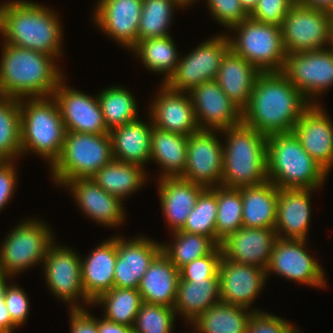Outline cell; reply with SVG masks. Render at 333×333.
Wrapping results in <instances>:
<instances>
[{
	"instance_id": "f5cc1de1",
	"label": "cell",
	"mask_w": 333,
	"mask_h": 333,
	"mask_svg": "<svg viewBox=\"0 0 333 333\" xmlns=\"http://www.w3.org/2000/svg\"><path fill=\"white\" fill-rule=\"evenodd\" d=\"M10 277L13 276L0 272V333H13L17 328L11 320L4 300L7 288L9 286V283L6 280Z\"/></svg>"
},
{
	"instance_id": "8992f818",
	"label": "cell",
	"mask_w": 333,
	"mask_h": 333,
	"mask_svg": "<svg viewBox=\"0 0 333 333\" xmlns=\"http://www.w3.org/2000/svg\"><path fill=\"white\" fill-rule=\"evenodd\" d=\"M20 110L21 155L31 151L52 167L61 155L66 134L56 100L53 96L22 98Z\"/></svg>"
},
{
	"instance_id": "74e56055",
	"label": "cell",
	"mask_w": 333,
	"mask_h": 333,
	"mask_svg": "<svg viewBox=\"0 0 333 333\" xmlns=\"http://www.w3.org/2000/svg\"><path fill=\"white\" fill-rule=\"evenodd\" d=\"M21 156L20 99L0 96V161Z\"/></svg>"
},
{
	"instance_id": "6da1fadb",
	"label": "cell",
	"mask_w": 333,
	"mask_h": 333,
	"mask_svg": "<svg viewBox=\"0 0 333 333\" xmlns=\"http://www.w3.org/2000/svg\"><path fill=\"white\" fill-rule=\"evenodd\" d=\"M310 105L281 71L261 72L242 122L266 136L289 133Z\"/></svg>"
},
{
	"instance_id": "7bdbcfd3",
	"label": "cell",
	"mask_w": 333,
	"mask_h": 333,
	"mask_svg": "<svg viewBox=\"0 0 333 333\" xmlns=\"http://www.w3.org/2000/svg\"><path fill=\"white\" fill-rule=\"evenodd\" d=\"M217 187L203 189L179 231L208 236L216 243Z\"/></svg>"
},
{
	"instance_id": "681fc988",
	"label": "cell",
	"mask_w": 333,
	"mask_h": 333,
	"mask_svg": "<svg viewBox=\"0 0 333 333\" xmlns=\"http://www.w3.org/2000/svg\"><path fill=\"white\" fill-rule=\"evenodd\" d=\"M4 300L13 324L16 327L24 325L30 310L26 292L17 284H9Z\"/></svg>"
},
{
	"instance_id": "c3c4849f",
	"label": "cell",
	"mask_w": 333,
	"mask_h": 333,
	"mask_svg": "<svg viewBox=\"0 0 333 333\" xmlns=\"http://www.w3.org/2000/svg\"><path fill=\"white\" fill-rule=\"evenodd\" d=\"M295 2L296 0H258L249 17L259 22L281 26Z\"/></svg>"
},
{
	"instance_id": "f1b7e54d",
	"label": "cell",
	"mask_w": 333,
	"mask_h": 333,
	"mask_svg": "<svg viewBox=\"0 0 333 333\" xmlns=\"http://www.w3.org/2000/svg\"><path fill=\"white\" fill-rule=\"evenodd\" d=\"M179 279V269L161 251L141 278L138 291L142 301L173 308Z\"/></svg>"
},
{
	"instance_id": "1f68e13d",
	"label": "cell",
	"mask_w": 333,
	"mask_h": 333,
	"mask_svg": "<svg viewBox=\"0 0 333 333\" xmlns=\"http://www.w3.org/2000/svg\"><path fill=\"white\" fill-rule=\"evenodd\" d=\"M221 302L219 279L180 280L173 307L176 314L193 322L211 306Z\"/></svg>"
},
{
	"instance_id": "44dd1931",
	"label": "cell",
	"mask_w": 333,
	"mask_h": 333,
	"mask_svg": "<svg viewBox=\"0 0 333 333\" xmlns=\"http://www.w3.org/2000/svg\"><path fill=\"white\" fill-rule=\"evenodd\" d=\"M127 240L122 236L117 237L113 287L138 289L149 265L162 251V244L145 235Z\"/></svg>"
},
{
	"instance_id": "d6986e66",
	"label": "cell",
	"mask_w": 333,
	"mask_h": 333,
	"mask_svg": "<svg viewBox=\"0 0 333 333\" xmlns=\"http://www.w3.org/2000/svg\"><path fill=\"white\" fill-rule=\"evenodd\" d=\"M143 0H98L93 23L119 45L132 49L138 42Z\"/></svg>"
},
{
	"instance_id": "ab89813d",
	"label": "cell",
	"mask_w": 333,
	"mask_h": 333,
	"mask_svg": "<svg viewBox=\"0 0 333 333\" xmlns=\"http://www.w3.org/2000/svg\"><path fill=\"white\" fill-rule=\"evenodd\" d=\"M173 243L162 244V252L170 259L177 269L184 265L210 254L218 245L208 236L187 233L185 231L173 232Z\"/></svg>"
},
{
	"instance_id": "60d3db41",
	"label": "cell",
	"mask_w": 333,
	"mask_h": 333,
	"mask_svg": "<svg viewBox=\"0 0 333 333\" xmlns=\"http://www.w3.org/2000/svg\"><path fill=\"white\" fill-rule=\"evenodd\" d=\"M175 7L180 6L173 0H143L138 42L149 38L169 36L168 28L172 24Z\"/></svg>"
},
{
	"instance_id": "7a4b0ae2",
	"label": "cell",
	"mask_w": 333,
	"mask_h": 333,
	"mask_svg": "<svg viewBox=\"0 0 333 333\" xmlns=\"http://www.w3.org/2000/svg\"><path fill=\"white\" fill-rule=\"evenodd\" d=\"M58 15L35 2L14 0L0 4V34L12 46L39 51L59 59L62 25Z\"/></svg>"
},
{
	"instance_id": "11a10c76",
	"label": "cell",
	"mask_w": 333,
	"mask_h": 333,
	"mask_svg": "<svg viewBox=\"0 0 333 333\" xmlns=\"http://www.w3.org/2000/svg\"><path fill=\"white\" fill-rule=\"evenodd\" d=\"M299 4L333 14V0H296Z\"/></svg>"
},
{
	"instance_id": "8fae6325",
	"label": "cell",
	"mask_w": 333,
	"mask_h": 333,
	"mask_svg": "<svg viewBox=\"0 0 333 333\" xmlns=\"http://www.w3.org/2000/svg\"><path fill=\"white\" fill-rule=\"evenodd\" d=\"M281 72L310 104H318L316 96L333 85V46L286 54Z\"/></svg>"
},
{
	"instance_id": "8d00e7d4",
	"label": "cell",
	"mask_w": 333,
	"mask_h": 333,
	"mask_svg": "<svg viewBox=\"0 0 333 333\" xmlns=\"http://www.w3.org/2000/svg\"><path fill=\"white\" fill-rule=\"evenodd\" d=\"M143 301L138 289L113 287L100 295L91 305L104 306V318L134 327Z\"/></svg>"
},
{
	"instance_id": "30bf717a",
	"label": "cell",
	"mask_w": 333,
	"mask_h": 333,
	"mask_svg": "<svg viewBox=\"0 0 333 333\" xmlns=\"http://www.w3.org/2000/svg\"><path fill=\"white\" fill-rule=\"evenodd\" d=\"M280 27L286 54L333 46L332 14L326 11L306 7L296 1Z\"/></svg>"
},
{
	"instance_id": "d6a6232c",
	"label": "cell",
	"mask_w": 333,
	"mask_h": 333,
	"mask_svg": "<svg viewBox=\"0 0 333 333\" xmlns=\"http://www.w3.org/2000/svg\"><path fill=\"white\" fill-rule=\"evenodd\" d=\"M188 136L152 127L150 160L160 165L159 179L181 177L187 159Z\"/></svg>"
},
{
	"instance_id": "5bb4252c",
	"label": "cell",
	"mask_w": 333,
	"mask_h": 333,
	"mask_svg": "<svg viewBox=\"0 0 333 333\" xmlns=\"http://www.w3.org/2000/svg\"><path fill=\"white\" fill-rule=\"evenodd\" d=\"M200 130L188 136L187 159L180 178L205 188L222 185L223 144L217 134L221 130Z\"/></svg>"
},
{
	"instance_id": "cb8c5ba5",
	"label": "cell",
	"mask_w": 333,
	"mask_h": 333,
	"mask_svg": "<svg viewBox=\"0 0 333 333\" xmlns=\"http://www.w3.org/2000/svg\"><path fill=\"white\" fill-rule=\"evenodd\" d=\"M64 187L70 188L79 208L92 220L107 227H119L125 218V205L118 197L110 195L91 178L73 179Z\"/></svg>"
},
{
	"instance_id": "6f0895ef",
	"label": "cell",
	"mask_w": 333,
	"mask_h": 333,
	"mask_svg": "<svg viewBox=\"0 0 333 333\" xmlns=\"http://www.w3.org/2000/svg\"><path fill=\"white\" fill-rule=\"evenodd\" d=\"M175 1L180 8L186 7L188 5H191L193 2L195 3L196 0H173Z\"/></svg>"
},
{
	"instance_id": "484cf974",
	"label": "cell",
	"mask_w": 333,
	"mask_h": 333,
	"mask_svg": "<svg viewBox=\"0 0 333 333\" xmlns=\"http://www.w3.org/2000/svg\"><path fill=\"white\" fill-rule=\"evenodd\" d=\"M116 259L117 237L103 241L87 257H81L83 290L91 304L113 288Z\"/></svg>"
},
{
	"instance_id": "7dc6e473",
	"label": "cell",
	"mask_w": 333,
	"mask_h": 333,
	"mask_svg": "<svg viewBox=\"0 0 333 333\" xmlns=\"http://www.w3.org/2000/svg\"><path fill=\"white\" fill-rule=\"evenodd\" d=\"M206 2L211 16L227 29L249 17L239 0H206Z\"/></svg>"
},
{
	"instance_id": "2e32d148",
	"label": "cell",
	"mask_w": 333,
	"mask_h": 333,
	"mask_svg": "<svg viewBox=\"0 0 333 333\" xmlns=\"http://www.w3.org/2000/svg\"><path fill=\"white\" fill-rule=\"evenodd\" d=\"M63 78L53 97L56 100L66 131L109 134L96 96H89L66 86Z\"/></svg>"
},
{
	"instance_id": "bcb514c9",
	"label": "cell",
	"mask_w": 333,
	"mask_h": 333,
	"mask_svg": "<svg viewBox=\"0 0 333 333\" xmlns=\"http://www.w3.org/2000/svg\"><path fill=\"white\" fill-rule=\"evenodd\" d=\"M296 328L277 315L255 309L247 324L246 333H299Z\"/></svg>"
},
{
	"instance_id": "ffe728a7",
	"label": "cell",
	"mask_w": 333,
	"mask_h": 333,
	"mask_svg": "<svg viewBox=\"0 0 333 333\" xmlns=\"http://www.w3.org/2000/svg\"><path fill=\"white\" fill-rule=\"evenodd\" d=\"M323 107L311 104L292 132L302 148L327 172L333 167V124Z\"/></svg>"
},
{
	"instance_id": "4316f807",
	"label": "cell",
	"mask_w": 333,
	"mask_h": 333,
	"mask_svg": "<svg viewBox=\"0 0 333 333\" xmlns=\"http://www.w3.org/2000/svg\"><path fill=\"white\" fill-rule=\"evenodd\" d=\"M260 73L255 66L229 49L222 59L215 80L226 96L243 111L249 105Z\"/></svg>"
},
{
	"instance_id": "ee69618b",
	"label": "cell",
	"mask_w": 333,
	"mask_h": 333,
	"mask_svg": "<svg viewBox=\"0 0 333 333\" xmlns=\"http://www.w3.org/2000/svg\"><path fill=\"white\" fill-rule=\"evenodd\" d=\"M175 319L173 308L143 302L136 316L134 333H173Z\"/></svg>"
},
{
	"instance_id": "277c9868",
	"label": "cell",
	"mask_w": 333,
	"mask_h": 333,
	"mask_svg": "<svg viewBox=\"0 0 333 333\" xmlns=\"http://www.w3.org/2000/svg\"><path fill=\"white\" fill-rule=\"evenodd\" d=\"M223 144L222 186L240 188L268 180L267 136L243 122L221 131ZM225 144V145H224Z\"/></svg>"
},
{
	"instance_id": "7c38bea8",
	"label": "cell",
	"mask_w": 333,
	"mask_h": 333,
	"mask_svg": "<svg viewBox=\"0 0 333 333\" xmlns=\"http://www.w3.org/2000/svg\"><path fill=\"white\" fill-rule=\"evenodd\" d=\"M230 49L226 34L200 43L185 57L165 84L176 91L190 92L205 81L215 80L225 53Z\"/></svg>"
},
{
	"instance_id": "e0dca14e",
	"label": "cell",
	"mask_w": 333,
	"mask_h": 333,
	"mask_svg": "<svg viewBox=\"0 0 333 333\" xmlns=\"http://www.w3.org/2000/svg\"><path fill=\"white\" fill-rule=\"evenodd\" d=\"M196 119L201 130H223L242 122V111L216 80L205 81L190 92Z\"/></svg>"
},
{
	"instance_id": "f35d334b",
	"label": "cell",
	"mask_w": 333,
	"mask_h": 333,
	"mask_svg": "<svg viewBox=\"0 0 333 333\" xmlns=\"http://www.w3.org/2000/svg\"><path fill=\"white\" fill-rule=\"evenodd\" d=\"M97 98L109 131L139 118L135 98L123 86L108 87Z\"/></svg>"
},
{
	"instance_id": "83f0119b",
	"label": "cell",
	"mask_w": 333,
	"mask_h": 333,
	"mask_svg": "<svg viewBox=\"0 0 333 333\" xmlns=\"http://www.w3.org/2000/svg\"><path fill=\"white\" fill-rule=\"evenodd\" d=\"M158 183L160 204L166 223L172 232L179 231L204 188L180 177L159 179Z\"/></svg>"
},
{
	"instance_id": "3957f363",
	"label": "cell",
	"mask_w": 333,
	"mask_h": 333,
	"mask_svg": "<svg viewBox=\"0 0 333 333\" xmlns=\"http://www.w3.org/2000/svg\"><path fill=\"white\" fill-rule=\"evenodd\" d=\"M1 54L0 96L49 97L64 78L51 55L7 43Z\"/></svg>"
},
{
	"instance_id": "f6af8a7d",
	"label": "cell",
	"mask_w": 333,
	"mask_h": 333,
	"mask_svg": "<svg viewBox=\"0 0 333 333\" xmlns=\"http://www.w3.org/2000/svg\"><path fill=\"white\" fill-rule=\"evenodd\" d=\"M222 250L217 246L210 254L204 255L179 269L180 280L219 279V262Z\"/></svg>"
},
{
	"instance_id": "f907efd6",
	"label": "cell",
	"mask_w": 333,
	"mask_h": 333,
	"mask_svg": "<svg viewBox=\"0 0 333 333\" xmlns=\"http://www.w3.org/2000/svg\"><path fill=\"white\" fill-rule=\"evenodd\" d=\"M15 167L13 161H0V211L15 193L18 180Z\"/></svg>"
},
{
	"instance_id": "db71d44e",
	"label": "cell",
	"mask_w": 333,
	"mask_h": 333,
	"mask_svg": "<svg viewBox=\"0 0 333 333\" xmlns=\"http://www.w3.org/2000/svg\"><path fill=\"white\" fill-rule=\"evenodd\" d=\"M98 333H134L133 327L118 324L104 317L97 319Z\"/></svg>"
},
{
	"instance_id": "52a82bcc",
	"label": "cell",
	"mask_w": 333,
	"mask_h": 333,
	"mask_svg": "<svg viewBox=\"0 0 333 333\" xmlns=\"http://www.w3.org/2000/svg\"><path fill=\"white\" fill-rule=\"evenodd\" d=\"M113 160L109 134L66 131L59 159L51 167L55 184L73 179H89Z\"/></svg>"
},
{
	"instance_id": "836d02e7",
	"label": "cell",
	"mask_w": 333,
	"mask_h": 333,
	"mask_svg": "<svg viewBox=\"0 0 333 333\" xmlns=\"http://www.w3.org/2000/svg\"><path fill=\"white\" fill-rule=\"evenodd\" d=\"M146 177V172L141 166L113 159L91 179L104 191L123 201L126 196H130L129 194H133L145 185Z\"/></svg>"
},
{
	"instance_id": "7402d4cb",
	"label": "cell",
	"mask_w": 333,
	"mask_h": 333,
	"mask_svg": "<svg viewBox=\"0 0 333 333\" xmlns=\"http://www.w3.org/2000/svg\"><path fill=\"white\" fill-rule=\"evenodd\" d=\"M221 302L249 308L258 296L266 279L264 269L221 258L219 262Z\"/></svg>"
},
{
	"instance_id": "ba28073f",
	"label": "cell",
	"mask_w": 333,
	"mask_h": 333,
	"mask_svg": "<svg viewBox=\"0 0 333 333\" xmlns=\"http://www.w3.org/2000/svg\"><path fill=\"white\" fill-rule=\"evenodd\" d=\"M236 37L227 36L230 49L243 57L260 72L283 70L286 52L282 43L281 27L259 22L248 17L232 26Z\"/></svg>"
},
{
	"instance_id": "816d5d0a",
	"label": "cell",
	"mask_w": 333,
	"mask_h": 333,
	"mask_svg": "<svg viewBox=\"0 0 333 333\" xmlns=\"http://www.w3.org/2000/svg\"><path fill=\"white\" fill-rule=\"evenodd\" d=\"M69 310H71L69 312L71 333H98L97 318L87 309Z\"/></svg>"
},
{
	"instance_id": "5b68a950",
	"label": "cell",
	"mask_w": 333,
	"mask_h": 333,
	"mask_svg": "<svg viewBox=\"0 0 333 333\" xmlns=\"http://www.w3.org/2000/svg\"><path fill=\"white\" fill-rule=\"evenodd\" d=\"M267 176L278 189L317 190L328 173L289 132L267 136Z\"/></svg>"
},
{
	"instance_id": "d590c367",
	"label": "cell",
	"mask_w": 333,
	"mask_h": 333,
	"mask_svg": "<svg viewBox=\"0 0 333 333\" xmlns=\"http://www.w3.org/2000/svg\"><path fill=\"white\" fill-rule=\"evenodd\" d=\"M130 51L139 56L148 70L164 73L166 76L163 77L162 83L167 82L173 75L180 60V54L171 35L139 41Z\"/></svg>"
},
{
	"instance_id": "603a6c76",
	"label": "cell",
	"mask_w": 333,
	"mask_h": 333,
	"mask_svg": "<svg viewBox=\"0 0 333 333\" xmlns=\"http://www.w3.org/2000/svg\"><path fill=\"white\" fill-rule=\"evenodd\" d=\"M276 238L275 229L241 227L221 241L222 258L266 270Z\"/></svg>"
},
{
	"instance_id": "4dcf8cb0",
	"label": "cell",
	"mask_w": 333,
	"mask_h": 333,
	"mask_svg": "<svg viewBox=\"0 0 333 333\" xmlns=\"http://www.w3.org/2000/svg\"><path fill=\"white\" fill-rule=\"evenodd\" d=\"M242 198V225L245 228L275 229L279 189L266 181L239 188Z\"/></svg>"
},
{
	"instance_id": "b9f144b4",
	"label": "cell",
	"mask_w": 333,
	"mask_h": 333,
	"mask_svg": "<svg viewBox=\"0 0 333 333\" xmlns=\"http://www.w3.org/2000/svg\"><path fill=\"white\" fill-rule=\"evenodd\" d=\"M242 225V198L239 188L217 186L216 244Z\"/></svg>"
},
{
	"instance_id": "f546056e",
	"label": "cell",
	"mask_w": 333,
	"mask_h": 333,
	"mask_svg": "<svg viewBox=\"0 0 333 333\" xmlns=\"http://www.w3.org/2000/svg\"><path fill=\"white\" fill-rule=\"evenodd\" d=\"M136 119L109 131L113 159L144 168L150 161L152 121Z\"/></svg>"
},
{
	"instance_id": "9c48e42d",
	"label": "cell",
	"mask_w": 333,
	"mask_h": 333,
	"mask_svg": "<svg viewBox=\"0 0 333 333\" xmlns=\"http://www.w3.org/2000/svg\"><path fill=\"white\" fill-rule=\"evenodd\" d=\"M8 233L0 247V272L14 276L43 262L54 243L51 228L38 219H26Z\"/></svg>"
},
{
	"instance_id": "e575fe53",
	"label": "cell",
	"mask_w": 333,
	"mask_h": 333,
	"mask_svg": "<svg viewBox=\"0 0 333 333\" xmlns=\"http://www.w3.org/2000/svg\"><path fill=\"white\" fill-rule=\"evenodd\" d=\"M253 310L220 302L199 315L191 324L197 333H246Z\"/></svg>"
},
{
	"instance_id": "4fadbf2b",
	"label": "cell",
	"mask_w": 333,
	"mask_h": 333,
	"mask_svg": "<svg viewBox=\"0 0 333 333\" xmlns=\"http://www.w3.org/2000/svg\"><path fill=\"white\" fill-rule=\"evenodd\" d=\"M55 244L50 246L43 260L47 287L57 299L69 303L70 309H83L84 302L91 305L83 290L81 256L70 247ZM79 298L83 302L82 306L77 303Z\"/></svg>"
},
{
	"instance_id": "9a60e30c",
	"label": "cell",
	"mask_w": 333,
	"mask_h": 333,
	"mask_svg": "<svg viewBox=\"0 0 333 333\" xmlns=\"http://www.w3.org/2000/svg\"><path fill=\"white\" fill-rule=\"evenodd\" d=\"M306 240L282 239L277 237L266 268V278L270 273L285 279L309 285L326 287L324 269L306 250Z\"/></svg>"
},
{
	"instance_id": "9f6ffc18",
	"label": "cell",
	"mask_w": 333,
	"mask_h": 333,
	"mask_svg": "<svg viewBox=\"0 0 333 333\" xmlns=\"http://www.w3.org/2000/svg\"><path fill=\"white\" fill-rule=\"evenodd\" d=\"M245 11L250 14L256 7L258 0H239Z\"/></svg>"
},
{
	"instance_id": "d4e9b609",
	"label": "cell",
	"mask_w": 333,
	"mask_h": 333,
	"mask_svg": "<svg viewBox=\"0 0 333 333\" xmlns=\"http://www.w3.org/2000/svg\"><path fill=\"white\" fill-rule=\"evenodd\" d=\"M313 192L314 189H279L275 224L277 237L306 240Z\"/></svg>"
},
{
	"instance_id": "ac0fdd59",
	"label": "cell",
	"mask_w": 333,
	"mask_h": 333,
	"mask_svg": "<svg viewBox=\"0 0 333 333\" xmlns=\"http://www.w3.org/2000/svg\"><path fill=\"white\" fill-rule=\"evenodd\" d=\"M149 110L153 126L163 131L189 136L201 130L190 94L173 90L165 83L160 85Z\"/></svg>"
}]
</instances>
